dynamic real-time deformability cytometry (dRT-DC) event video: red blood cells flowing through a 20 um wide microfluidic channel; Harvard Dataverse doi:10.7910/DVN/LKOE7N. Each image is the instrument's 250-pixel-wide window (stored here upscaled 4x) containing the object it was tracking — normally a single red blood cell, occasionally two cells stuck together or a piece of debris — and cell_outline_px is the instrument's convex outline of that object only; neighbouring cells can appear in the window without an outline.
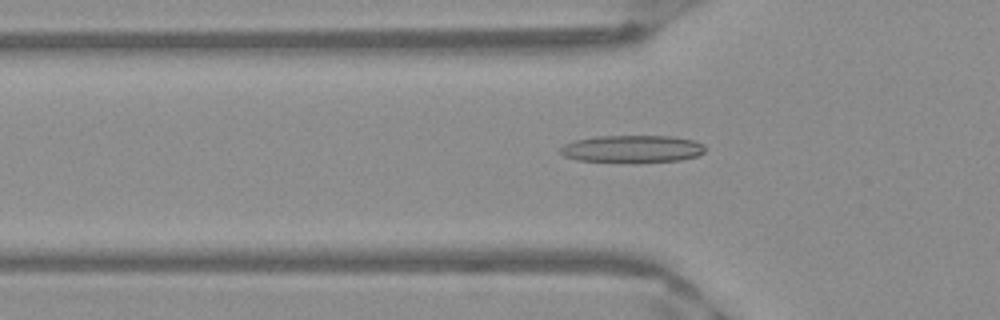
{"species": "Egyptian fruit bat (a non-hibernating species)", "species_latin": "Rousettus aegyptiacus", "temperature_condition": "warm", "stored_images_in_passage": 51, "camera_frame_rate_fps": 3000, "um_per_image_px": 0.085, "frame": {"image": 1, "passage_image": 17, "time_ms": 5.333, "image_size_px": [1000, 320], "cell_outline_px": [[704, 152], [696, 156], [680, 160], [636, 164], [632, 164], [576, 160], [564, 156], [560, 152], [560, 148], [564, 144], [576, 140], [596, 136], [672, 136], [692, 140], [704, 144]], "centroid_in_image_um": [53.72, 12.69], "position_along_channel_um": 72.1, "area_um2": 23.7}}
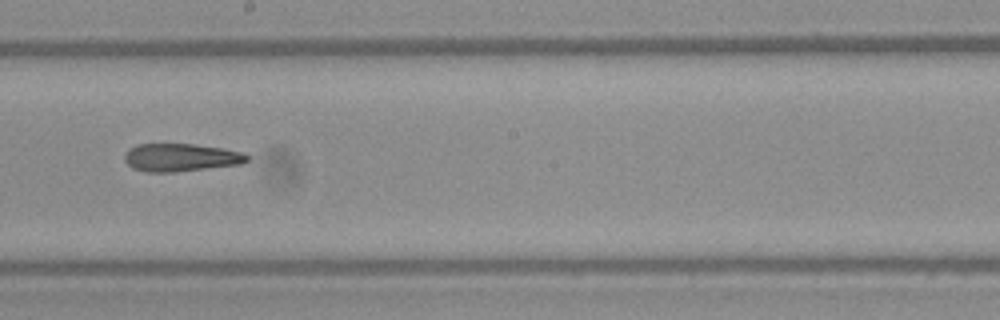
{"frame": {"image": 2, "passage_image": 29, "time_ms": 9.333, "image_size_px": [1000, 320], "cell_outline_px": [[248, 160], [244, 164], [172, 172], [144, 172], [132, 168], [124, 160], [124, 156], [128, 148], [136, 144], [192, 144], [220, 148], [244, 152], [248, 156]], "centroid_in_image_um": [15.35, 13.39], "position_along_channel_um": 232.9, "area_um2": 20.0}}
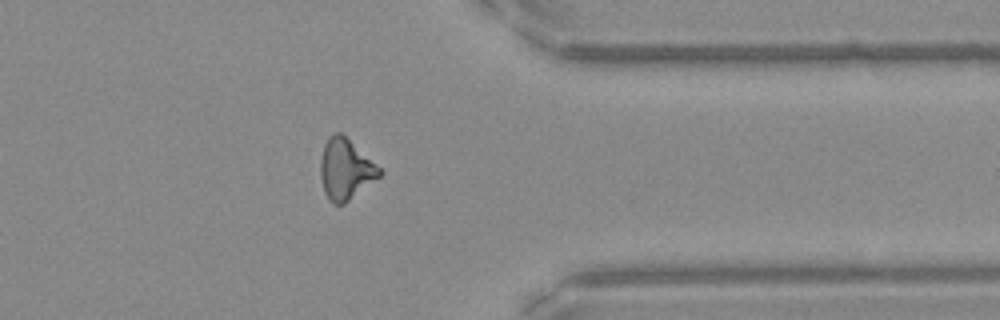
{"frame": {"image": 3, "passage_image": 41, "time_ms": 13.333, "image_size_px": [1000, 320], "cell_outline_px": [[384, 172], [380, 176], [344, 204], [332, 204], [328, 200], [324, 192], [320, 176], [320, 160], [324, 144], [328, 136], [336, 132], [340, 132], [380, 168]], "centroid_in_image_um": [29.33, 14.4], "position_along_channel_um": 382.1, "area_um2": 20.69}, "authors_computed_cell_mechanics": {"area_um2": 20.6924, "velocity_mm_per_s": 3.9862, "shape_relaxation_time_tau1_ms": null, "shape_relaxation_time_tau2_ms": 3.9279, "deformation_change_tau1": null, "deformation_change_tau2": 0.1612}}